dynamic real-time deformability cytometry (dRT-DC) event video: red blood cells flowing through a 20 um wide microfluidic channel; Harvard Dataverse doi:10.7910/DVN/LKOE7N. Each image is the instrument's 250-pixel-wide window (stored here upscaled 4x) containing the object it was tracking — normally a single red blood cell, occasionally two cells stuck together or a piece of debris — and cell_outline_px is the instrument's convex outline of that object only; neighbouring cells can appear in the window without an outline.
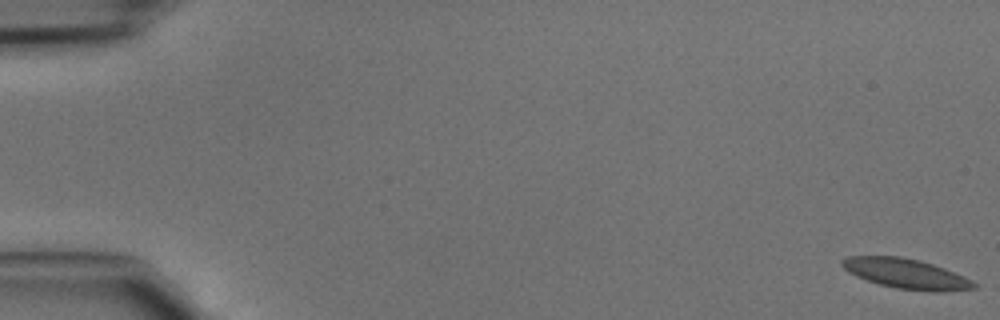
{"species": "common noctule bat (a hibernating species)", "species_latin": "Nyctalus noctula", "temperature_condition": "cold", "stored_images_in_passage": 8, "camera_frame_rate_fps": 3000, "um_per_image_px": 0.085, "animal": {"sex": "male", "body_mass_g": 15.6}, "frame": {"image": 1, "passage_image": 1, "time_ms": 0.0, "image_size_px": [1000, 320], "cell_outline_px": [[980, 284], [976, 288], [944, 292], [932, 292], [896, 288], [880, 284], [856, 276], [848, 272], [840, 264], [840, 260], [848, 256], [900, 256], [920, 260], [944, 268], [964, 276]], "centroid_in_image_um": [77.05, 23.27], "position_along_channel_um": 7.9, "area_um2": 23.18}}